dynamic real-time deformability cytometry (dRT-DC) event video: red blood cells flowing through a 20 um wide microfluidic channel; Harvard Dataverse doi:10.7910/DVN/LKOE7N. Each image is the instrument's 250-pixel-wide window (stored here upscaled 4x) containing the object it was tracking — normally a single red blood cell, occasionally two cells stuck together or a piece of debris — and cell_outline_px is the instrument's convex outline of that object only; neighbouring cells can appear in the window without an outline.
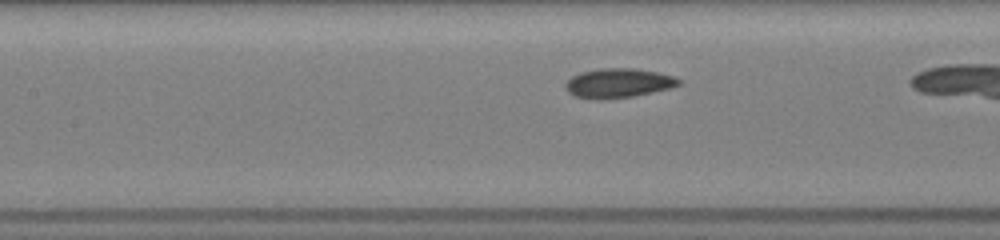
{"species": "common noctule bat (a hibernating species)", "species_latin": "Nyctalus noctula", "temperature_condition": "room temperature", "stored_images_in_passage": 24, "camera_frame_rate_fps": 3000, "um_per_image_px": 0.085, "animal": {"sex": "female", "body_mass_g": 19.5, "forearm_length_mm": 54.1}, "frame": {"image": 1, "passage_image": 6, "time_ms": 2.0, "image_size_px": [1000, 240], "cell_outline_px": [[680, 84], [668, 88], [652, 92], [632, 96], [576, 96], [568, 92], [564, 84], [572, 76], [580, 72], [600, 68], [632, 68], [656, 72], [672, 76], [680, 80]], "centroid_in_image_um": [52.56, 7.0], "position_along_channel_um": 154.8, "area_um2": 18.32}}